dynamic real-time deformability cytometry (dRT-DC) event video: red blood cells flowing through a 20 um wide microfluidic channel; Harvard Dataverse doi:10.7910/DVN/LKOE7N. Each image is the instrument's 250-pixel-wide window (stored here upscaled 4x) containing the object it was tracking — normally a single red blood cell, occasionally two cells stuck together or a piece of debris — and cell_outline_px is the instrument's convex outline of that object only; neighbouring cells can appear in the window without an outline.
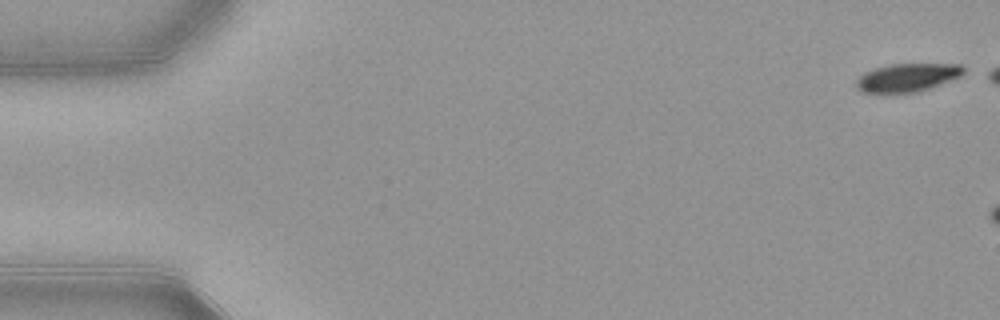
{"species": "common noctule bat (a hibernating species)", "species_latin": "Nyctalus noctula", "temperature_condition": "warm", "stored_images_in_passage": 6, "camera_frame_rate_fps": 3000, "um_per_image_px": 0.085, "animal": {"sex": "female", "body_mass_g": 21.9}, "frame": {"image": 1, "passage_image": 1, "time_ms": 0.0, "image_size_px": [1000, 320], "cell_outline_px": [[964, 72], [960, 76], [928, 88], [916, 92], [864, 92], [856, 88], [856, 80], [864, 72], [876, 68], [892, 64], [960, 64], [964, 68]], "centroid_in_image_um": [77.1, 6.58], "position_along_channel_um": 7.9, "area_um2": 17.22}}